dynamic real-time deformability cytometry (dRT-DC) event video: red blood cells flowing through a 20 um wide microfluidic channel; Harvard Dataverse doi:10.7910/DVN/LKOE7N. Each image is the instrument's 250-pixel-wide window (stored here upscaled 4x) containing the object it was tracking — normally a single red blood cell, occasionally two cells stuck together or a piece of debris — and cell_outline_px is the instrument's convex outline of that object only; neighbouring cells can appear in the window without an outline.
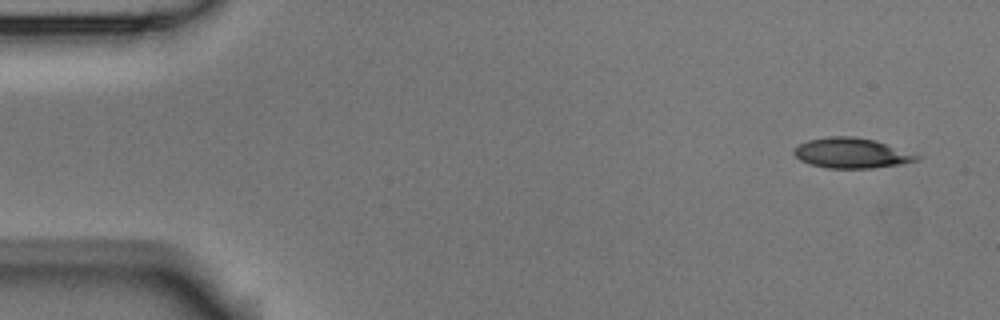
{"species": "Egyptian fruit bat (a non-hibernating species)", "species_latin": "Rousettus aegyptiacus", "temperature_condition": "room temperature", "stored_images_in_passage": 5, "camera_frame_rate_fps": 3000, "um_per_image_px": 0.085, "animal": {"sex": "male"}, "frame": {"image": 1, "passage_image": 1, "time_ms": 0.0, "image_size_px": [1000, 320], "cell_outline_px": [[924, 156], [916, 160], [900, 164], [872, 168], [828, 168], [812, 164], [800, 160], [792, 152], [800, 144], [808, 140], [828, 136], [856, 136], [876, 140]], "centroid_in_image_um": [72.42, 13.0], "position_along_channel_um": 12.6, "area_um2": 21.62}}
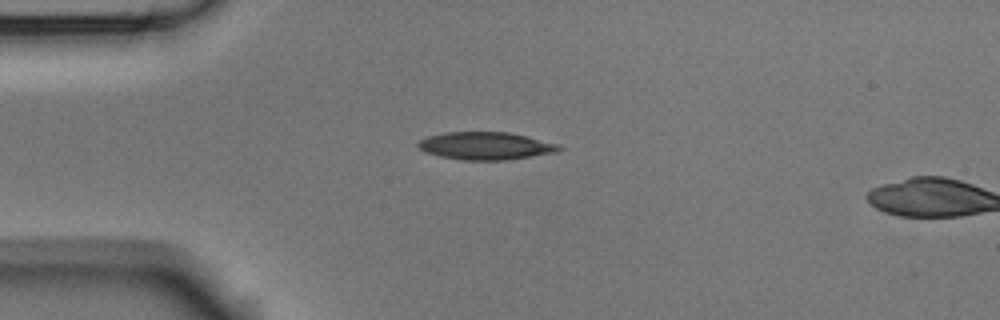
{"frame": {"image": 2, "passage_image": 4, "time_ms": 1.0, "image_size_px": [1000, 320], "cell_outline_px": [[564, 148], [556, 152], [508, 160], [460, 160], [440, 156], [424, 152], [416, 144], [420, 140], [428, 136], [448, 132], [508, 132], [560, 144]], "centroid_in_image_um": [41.29, 12.4], "position_along_channel_um": 43.7, "area_um2": 22.72}}